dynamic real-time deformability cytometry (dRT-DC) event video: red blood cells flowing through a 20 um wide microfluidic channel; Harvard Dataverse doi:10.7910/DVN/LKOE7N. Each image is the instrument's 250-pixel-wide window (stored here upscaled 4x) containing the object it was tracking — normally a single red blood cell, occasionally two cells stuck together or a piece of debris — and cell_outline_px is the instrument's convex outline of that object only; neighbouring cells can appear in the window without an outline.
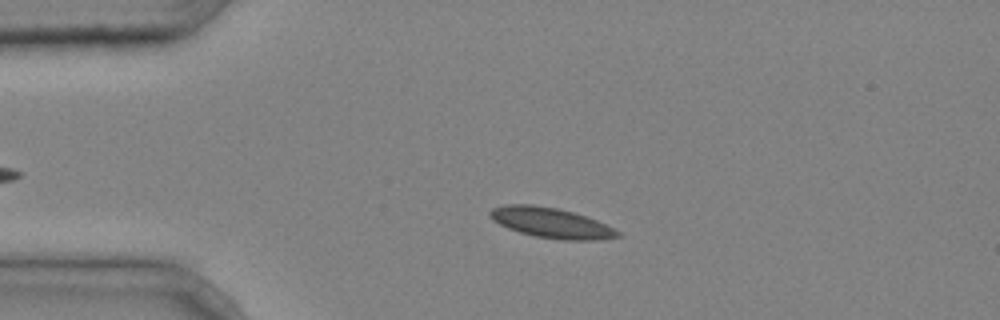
{"species": "common noctule bat (a hibernating species)", "species_latin": "Nyctalus noctula", "temperature_condition": "cold", "stored_images_in_passage": 4, "camera_frame_rate_fps": 3000, "um_per_image_px": 0.085, "animal": {"sex": "male", "body_mass_g": 20.4}, "frame": {"image": 1, "passage_image": 3, "time_ms": 0.667, "image_size_px": [1000, 320], "cell_outline_px": [[620, 236], [596, 240], [560, 240], [536, 236], [520, 232], [508, 228], [492, 220], [488, 216], [488, 212], [492, 208], [504, 204], [532, 204], [556, 208], [572, 212], [596, 220], [620, 232]], "centroid_in_image_um": [46.78, 18.93], "position_along_channel_um": 38.2, "area_um2": 22.31}}